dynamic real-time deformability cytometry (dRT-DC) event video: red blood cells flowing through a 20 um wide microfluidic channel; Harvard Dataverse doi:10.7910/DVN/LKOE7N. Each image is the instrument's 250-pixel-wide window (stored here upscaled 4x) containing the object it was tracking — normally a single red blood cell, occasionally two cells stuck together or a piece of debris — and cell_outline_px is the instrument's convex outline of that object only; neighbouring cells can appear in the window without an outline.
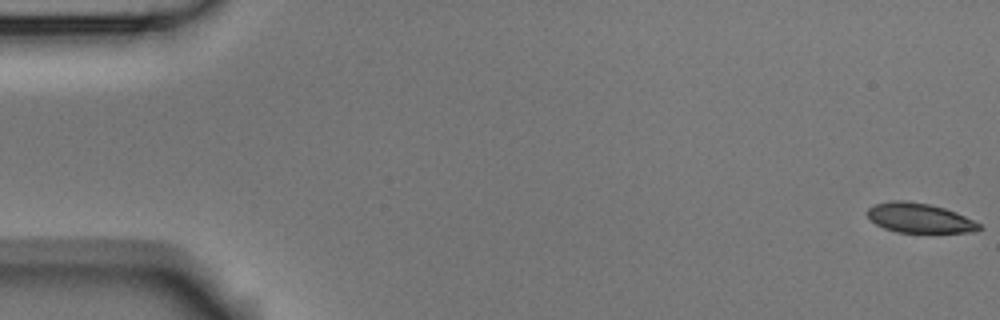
{"species": "Egyptian fruit bat (a non-hibernating species)", "species_latin": "Rousettus aegyptiacus", "temperature_condition": "room temperature", "stored_images_in_passage": 5, "camera_frame_rate_fps": 3000, "um_per_image_px": 0.085, "animal": {"sex": "male"}, "frame": {"image": 1, "passage_image": 1, "time_ms": 0.0, "image_size_px": [1000, 320], "cell_outline_px": [[984, 228], [976, 232], [896, 232], [884, 228], [876, 224], [868, 216], [868, 208], [876, 204], [892, 200], [900, 200], [928, 204], [944, 208], [956, 212], [980, 224]], "centroid_in_image_um": [78.18, 18.54], "position_along_channel_um": 6.8, "area_um2": 19.07}}
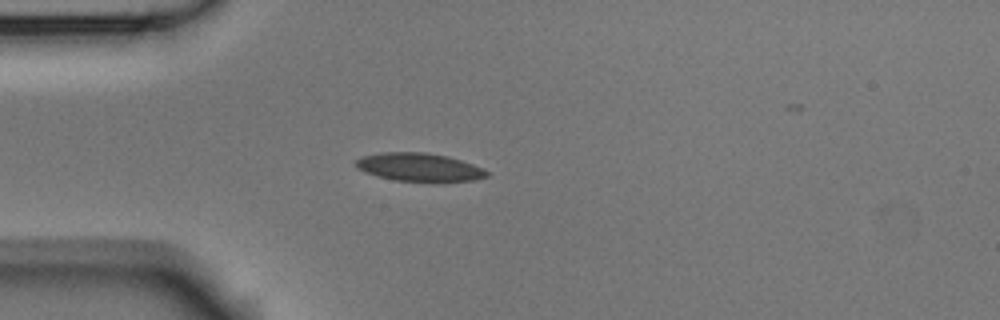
{"frame": {"image": 2, "passage_image": 5, "time_ms": 1.333, "image_size_px": [1000, 320], "cell_outline_px": [[488, 176], [476, 180], [436, 184], [396, 180], [376, 176], [364, 172], [356, 168], [356, 160], [364, 156], [380, 152], [424, 152], [448, 156], [484, 168], [488, 172]], "centroid_in_image_um": [35.68, 14.25], "position_along_channel_um": 49.3, "area_um2": 22.25}}